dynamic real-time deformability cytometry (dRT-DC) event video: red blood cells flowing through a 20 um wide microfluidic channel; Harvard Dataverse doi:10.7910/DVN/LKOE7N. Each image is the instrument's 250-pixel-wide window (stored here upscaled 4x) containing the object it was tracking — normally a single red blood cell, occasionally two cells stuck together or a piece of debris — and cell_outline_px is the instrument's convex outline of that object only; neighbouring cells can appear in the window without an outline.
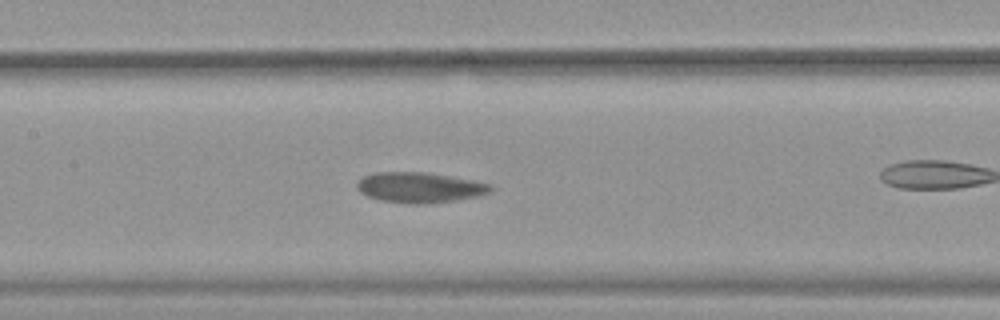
{"species": "common noctule bat (a hibernating species)", "species_latin": "Nyctalus noctula", "temperature_condition": "warm", "stored_images_in_passage": 37, "camera_frame_rate_fps": 3000, "um_per_image_px": 0.085, "animal": {"sex": "female", "body_mass_g": 19.9}, "frame": {"image": 1, "passage_image": 8, "time_ms": 2.333, "image_size_px": [1000, 320], "cell_outline_px": [[492, 188], [488, 192], [476, 196], [456, 200], [428, 204], [412, 204], [380, 200], [368, 196], [360, 192], [356, 184], [364, 176], [376, 172], [424, 172], [472, 180], [492, 184]], "centroid_in_image_um": [35.65, 15.94], "position_along_channel_um": 171.7, "area_um2": 23.41}}
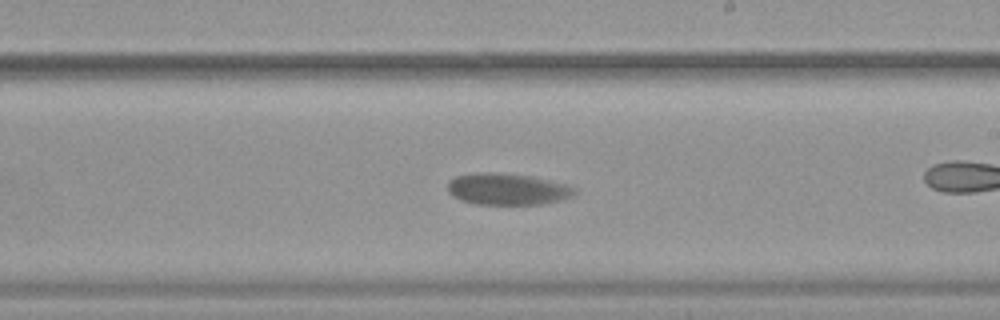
{"frame": {"image": 2, "passage_image": 14, "time_ms": 4.333, "image_size_px": [1000, 320], "cell_outline_px": [[576, 192], [560, 200], [540, 204], [476, 204], [460, 200], [452, 196], [448, 192], [448, 180], [456, 176], [476, 172], [504, 172], [532, 176], [564, 184], [576, 188]], "centroid_in_image_um": [43.06, 16.06], "position_along_channel_um": 245.9, "area_um2": 23.41}}
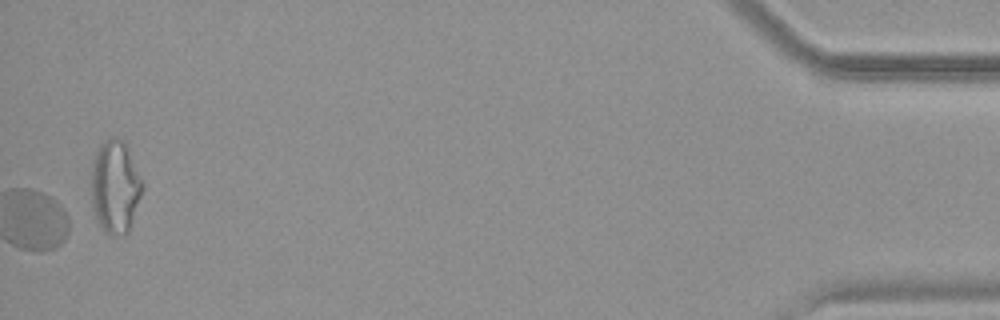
{"frame": {"image": 3, "passage_image": 37, "time_ms": 12.0, "image_size_px": [1000, 320], "cell_outline_px": [[144, 188], [128, 232], [124, 236], [112, 236], [100, 224], [96, 216], [92, 200], [92, 160], [100, 144], [104, 140], [112, 136], [124, 140], [128, 144], [144, 184]], "centroid_in_image_um": [9.83, 15.81], "position_along_channel_um": 425.4, "area_um2": 27.92}}